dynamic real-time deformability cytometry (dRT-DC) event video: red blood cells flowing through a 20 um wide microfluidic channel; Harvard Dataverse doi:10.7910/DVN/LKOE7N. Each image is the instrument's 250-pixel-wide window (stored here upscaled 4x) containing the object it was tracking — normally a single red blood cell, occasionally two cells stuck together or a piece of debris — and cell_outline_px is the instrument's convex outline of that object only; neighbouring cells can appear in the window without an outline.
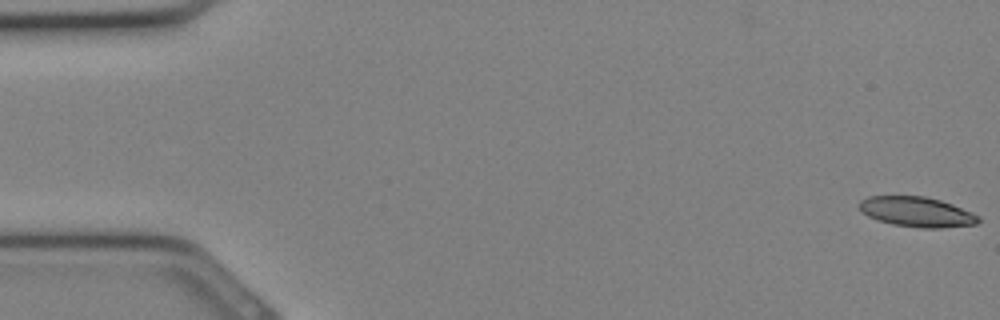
{"species": "Egyptian fruit bat (a non-hibernating species)", "species_latin": "Rousettus aegyptiacus", "temperature_condition": "cold", "stored_images_in_passage": 9, "camera_frame_rate_fps": 3000, "um_per_image_px": 0.085, "animal": {"sex": "female"}, "frame": {"image": 1, "passage_image": 1, "time_ms": 0.0, "image_size_px": [1000, 320], "cell_outline_px": [[980, 220], [976, 224], [940, 228], [920, 228], [892, 224], [868, 216], [860, 212], [860, 200], [868, 196], [924, 196], [940, 200], [952, 204], [972, 212], [980, 216]], "centroid_in_image_um": [77.93, 18.01], "position_along_channel_um": 7.1, "area_um2": 20.81}}